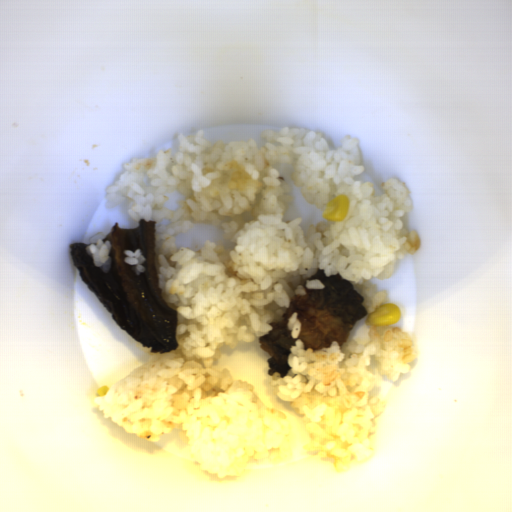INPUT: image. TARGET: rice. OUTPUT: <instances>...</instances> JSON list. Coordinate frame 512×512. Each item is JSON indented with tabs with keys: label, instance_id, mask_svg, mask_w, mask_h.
<instances>
[{
	"label": "rice",
	"instance_id": "1",
	"mask_svg": "<svg viewBox=\"0 0 512 512\" xmlns=\"http://www.w3.org/2000/svg\"><path fill=\"white\" fill-rule=\"evenodd\" d=\"M204 128L176 134L179 152L125 163L105 186V209L129 200L127 215L156 221L158 288L178 312L175 349L149 359L110 386L94 403L126 434L159 442L174 428L200 470L248 477L250 457L289 463L299 444L311 461L332 459L334 473L366 463L378 448L377 417L386 403L369 397L382 376L398 381L417 358L411 333L396 323H365L387 304L397 261L421 247L401 218L414 208L404 183L390 177L376 195L365 172L359 138L346 134L331 149L322 132L284 126L262 129L248 141L212 143ZM338 194L351 199L341 222L321 217ZM196 223L218 225L234 249L207 240L200 250L174 241ZM339 271L364 297L367 316L348 342L313 352L297 339L301 323L287 324L291 367L268 376L269 356L258 337L282 320L291 296L323 289L317 270ZM310 280V281H309Z\"/></svg>",
	"mask_w": 512,
	"mask_h": 512
}]
</instances>
